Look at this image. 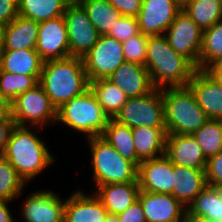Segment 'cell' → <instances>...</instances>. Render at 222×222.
I'll use <instances>...</instances> for the list:
<instances>
[{
    "label": "cell",
    "mask_w": 222,
    "mask_h": 222,
    "mask_svg": "<svg viewBox=\"0 0 222 222\" xmlns=\"http://www.w3.org/2000/svg\"><path fill=\"white\" fill-rule=\"evenodd\" d=\"M144 66L155 89L186 87L197 70L187 58L172 49L164 34L148 36Z\"/></svg>",
    "instance_id": "6da1fadb"
},
{
    "label": "cell",
    "mask_w": 222,
    "mask_h": 222,
    "mask_svg": "<svg viewBox=\"0 0 222 222\" xmlns=\"http://www.w3.org/2000/svg\"><path fill=\"white\" fill-rule=\"evenodd\" d=\"M89 80L80 57L48 60L43 63L39 85L58 109L89 89Z\"/></svg>",
    "instance_id": "7a4b0ae2"
},
{
    "label": "cell",
    "mask_w": 222,
    "mask_h": 222,
    "mask_svg": "<svg viewBox=\"0 0 222 222\" xmlns=\"http://www.w3.org/2000/svg\"><path fill=\"white\" fill-rule=\"evenodd\" d=\"M27 126L15 125L2 157L10 162L25 183L55 160L46 144Z\"/></svg>",
    "instance_id": "3957f363"
},
{
    "label": "cell",
    "mask_w": 222,
    "mask_h": 222,
    "mask_svg": "<svg viewBox=\"0 0 222 222\" xmlns=\"http://www.w3.org/2000/svg\"><path fill=\"white\" fill-rule=\"evenodd\" d=\"M161 93L167 134L192 135L208 120L187 86L163 88Z\"/></svg>",
    "instance_id": "277c9868"
},
{
    "label": "cell",
    "mask_w": 222,
    "mask_h": 222,
    "mask_svg": "<svg viewBox=\"0 0 222 222\" xmlns=\"http://www.w3.org/2000/svg\"><path fill=\"white\" fill-rule=\"evenodd\" d=\"M91 165L94 170L95 188L104 184L138 182V166L122 157L101 136L89 137Z\"/></svg>",
    "instance_id": "5b68a950"
},
{
    "label": "cell",
    "mask_w": 222,
    "mask_h": 222,
    "mask_svg": "<svg viewBox=\"0 0 222 222\" xmlns=\"http://www.w3.org/2000/svg\"><path fill=\"white\" fill-rule=\"evenodd\" d=\"M108 120L90 89L57 109V122L86 134L87 138L101 136Z\"/></svg>",
    "instance_id": "8992f818"
},
{
    "label": "cell",
    "mask_w": 222,
    "mask_h": 222,
    "mask_svg": "<svg viewBox=\"0 0 222 222\" xmlns=\"http://www.w3.org/2000/svg\"><path fill=\"white\" fill-rule=\"evenodd\" d=\"M12 118L16 125L28 126L30 123L33 129L35 127L39 131L49 123L56 122L57 109L44 89L37 84L12 101Z\"/></svg>",
    "instance_id": "52a82bcc"
},
{
    "label": "cell",
    "mask_w": 222,
    "mask_h": 222,
    "mask_svg": "<svg viewBox=\"0 0 222 222\" xmlns=\"http://www.w3.org/2000/svg\"><path fill=\"white\" fill-rule=\"evenodd\" d=\"M131 129L136 127L165 128L164 103L161 89L149 94L128 98L113 118Z\"/></svg>",
    "instance_id": "ba28073f"
},
{
    "label": "cell",
    "mask_w": 222,
    "mask_h": 222,
    "mask_svg": "<svg viewBox=\"0 0 222 222\" xmlns=\"http://www.w3.org/2000/svg\"><path fill=\"white\" fill-rule=\"evenodd\" d=\"M64 17L68 32L69 57L83 58L96 44L100 34L77 0H71L67 4Z\"/></svg>",
    "instance_id": "9c48e42d"
},
{
    "label": "cell",
    "mask_w": 222,
    "mask_h": 222,
    "mask_svg": "<svg viewBox=\"0 0 222 222\" xmlns=\"http://www.w3.org/2000/svg\"><path fill=\"white\" fill-rule=\"evenodd\" d=\"M89 82L108 78L125 62L122 42L100 35L96 44L82 58Z\"/></svg>",
    "instance_id": "30bf717a"
},
{
    "label": "cell",
    "mask_w": 222,
    "mask_h": 222,
    "mask_svg": "<svg viewBox=\"0 0 222 222\" xmlns=\"http://www.w3.org/2000/svg\"><path fill=\"white\" fill-rule=\"evenodd\" d=\"M164 35L175 52L199 69L203 30L183 10L176 15Z\"/></svg>",
    "instance_id": "8fae6325"
},
{
    "label": "cell",
    "mask_w": 222,
    "mask_h": 222,
    "mask_svg": "<svg viewBox=\"0 0 222 222\" xmlns=\"http://www.w3.org/2000/svg\"><path fill=\"white\" fill-rule=\"evenodd\" d=\"M181 10L176 0H142L136 16L140 32L147 36L165 34Z\"/></svg>",
    "instance_id": "7c38bea8"
},
{
    "label": "cell",
    "mask_w": 222,
    "mask_h": 222,
    "mask_svg": "<svg viewBox=\"0 0 222 222\" xmlns=\"http://www.w3.org/2000/svg\"><path fill=\"white\" fill-rule=\"evenodd\" d=\"M35 50L44 62L69 57L68 32L64 15L39 23Z\"/></svg>",
    "instance_id": "4fadbf2b"
},
{
    "label": "cell",
    "mask_w": 222,
    "mask_h": 222,
    "mask_svg": "<svg viewBox=\"0 0 222 222\" xmlns=\"http://www.w3.org/2000/svg\"><path fill=\"white\" fill-rule=\"evenodd\" d=\"M137 181L141 191L172 195L173 164L165 154L143 160L138 165Z\"/></svg>",
    "instance_id": "5bb4252c"
},
{
    "label": "cell",
    "mask_w": 222,
    "mask_h": 222,
    "mask_svg": "<svg viewBox=\"0 0 222 222\" xmlns=\"http://www.w3.org/2000/svg\"><path fill=\"white\" fill-rule=\"evenodd\" d=\"M22 206L25 222H63L65 200L51 190L31 192Z\"/></svg>",
    "instance_id": "9a60e30c"
},
{
    "label": "cell",
    "mask_w": 222,
    "mask_h": 222,
    "mask_svg": "<svg viewBox=\"0 0 222 222\" xmlns=\"http://www.w3.org/2000/svg\"><path fill=\"white\" fill-rule=\"evenodd\" d=\"M147 222H185L186 208L173 195L139 191Z\"/></svg>",
    "instance_id": "2e32d148"
},
{
    "label": "cell",
    "mask_w": 222,
    "mask_h": 222,
    "mask_svg": "<svg viewBox=\"0 0 222 222\" xmlns=\"http://www.w3.org/2000/svg\"><path fill=\"white\" fill-rule=\"evenodd\" d=\"M187 87L208 119L222 120V86L219 81L197 69Z\"/></svg>",
    "instance_id": "e0dca14e"
},
{
    "label": "cell",
    "mask_w": 222,
    "mask_h": 222,
    "mask_svg": "<svg viewBox=\"0 0 222 222\" xmlns=\"http://www.w3.org/2000/svg\"><path fill=\"white\" fill-rule=\"evenodd\" d=\"M165 155L172 164L205 170L207 158L192 135L167 134Z\"/></svg>",
    "instance_id": "ac0fdd59"
},
{
    "label": "cell",
    "mask_w": 222,
    "mask_h": 222,
    "mask_svg": "<svg viewBox=\"0 0 222 222\" xmlns=\"http://www.w3.org/2000/svg\"><path fill=\"white\" fill-rule=\"evenodd\" d=\"M107 79L128 98L140 97L155 89L146 67L137 63L123 62Z\"/></svg>",
    "instance_id": "d6986e66"
},
{
    "label": "cell",
    "mask_w": 222,
    "mask_h": 222,
    "mask_svg": "<svg viewBox=\"0 0 222 222\" xmlns=\"http://www.w3.org/2000/svg\"><path fill=\"white\" fill-rule=\"evenodd\" d=\"M108 215L95 194L86 195L78 190L65 200L63 222H105Z\"/></svg>",
    "instance_id": "ffe728a7"
},
{
    "label": "cell",
    "mask_w": 222,
    "mask_h": 222,
    "mask_svg": "<svg viewBox=\"0 0 222 222\" xmlns=\"http://www.w3.org/2000/svg\"><path fill=\"white\" fill-rule=\"evenodd\" d=\"M207 186L205 170L173 164V190L172 195L185 208Z\"/></svg>",
    "instance_id": "44dd1931"
},
{
    "label": "cell",
    "mask_w": 222,
    "mask_h": 222,
    "mask_svg": "<svg viewBox=\"0 0 222 222\" xmlns=\"http://www.w3.org/2000/svg\"><path fill=\"white\" fill-rule=\"evenodd\" d=\"M139 191L138 182H128L100 185L93 194L100 199L108 214L117 216L137 200Z\"/></svg>",
    "instance_id": "7402d4cb"
},
{
    "label": "cell",
    "mask_w": 222,
    "mask_h": 222,
    "mask_svg": "<svg viewBox=\"0 0 222 222\" xmlns=\"http://www.w3.org/2000/svg\"><path fill=\"white\" fill-rule=\"evenodd\" d=\"M39 23L18 15L3 27L4 51L35 49Z\"/></svg>",
    "instance_id": "603a6c76"
},
{
    "label": "cell",
    "mask_w": 222,
    "mask_h": 222,
    "mask_svg": "<svg viewBox=\"0 0 222 222\" xmlns=\"http://www.w3.org/2000/svg\"><path fill=\"white\" fill-rule=\"evenodd\" d=\"M137 157L143 161L165 154L166 128L136 127L131 129Z\"/></svg>",
    "instance_id": "cb8c5ba5"
},
{
    "label": "cell",
    "mask_w": 222,
    "mask_h": 222,
    "mask_svg": "<svg viewBox=\"0 0 222 222\" xmlns=\"http://www.w3.org/2000/svg\"><path fill=\"white\" fill-rule=\"evenodd\" d=\"M44 61L35 49L3 51L0 69L5 72L40 76Z\"/></svg>",
    "instance_id": "d4e9b609"
},
{
    "label": "cell",
    "mask_w": 222,
    "mask_h": 222,
    "mask_svg": "<svg viewBox=\"0 0 222 222\" xmlns=\"http://www.w3.org/2000/svg\"><path fill=\"white\" fill-rule=\"evenodd\" d=\"M122 157L134 162L137 166L141 160L137 157L131 128L109 118L101 135Z\"/></svg>",
    "instance_id": "484cf974"
},
{
    "label": "cell",
    "mask_w": 222,
    "mask_h": 222,
    "mask_svg": "<svg viewBox=\"0 0 222 222\" xmlns=\"http://www.w3.org/2000/svg\"><path fill=\"white\" fill-rule=\"evenodd\" d=\"M89 89L109 118H114L128 100L125 93L107 78L90 81Z\"/></svg>",
    "instance_id": "4316f807"
},
{
    "label": "cell",
    "mask_w": 222,
    "mask_h": 222,
    "mask_svg": "<svg viewBox=\"0 0 222 222\" xmlns=\"http://www.w3.org/2000/svg\"><path fill=\"white\" fill-rule=\"evenodd\" d=\"M100 35H107L122 14L108 0H77Z\"/></svg>",
    "instance_id": "83f0119b"
},
{
    "label": "cell",
    "mask_w": 222,
    "mask_h": 222,
    "mask_svg": "<svg viewBox=\"0 0 222 222\" xmlns=\"http://www.w3.org/2000/svg\"><path fill=\"white\" fill-rule=\"evenodd\" d=\"M71 0H18V15L43 22L63 16Z\"/></svg>",
    "instance_id": "f1b7e54d"
},
{
    "label": "cell",
    "mask_w": 222,
    "mask_h": 222,
    "mask_svg": "<svg viewBox=\"0 0 222 222\" xmlns=\"http://www.w3.org/2000/svg\"><path fill=\"white\" fill-rule=\"evenodd\" d=\"M182 10L202 29L212 27L222 19L221 0H190Z\"/></svg>",
    "instance_id": "f546056e"
},
{
    "label": "cell",
    "mask_w": 222,
    "mask_h": 222,
    "mask_svg": "<svg viewBox=\"0 0 222 222\" xmlns=\"http://www.w3.org/2000/svg\"><path fill=\"white\" fill-rule=\"evenodd\" d=\"M220 189L207 185L186 208V217H205L219 222Z\"/></svg>",
    "instance_id": "4dcf8cb0"
},
{
    "label": "cell",
    "mask_w": 222,
    "mask_h": 222,
    "mask_svg": "<svg viewBox=\"0 0 222 222\" xmlns=\"http://www.w3.org/2000/svg\"><path fill=\"white\" fill-rule=\"evenodd\" d=\"M192 136L208 159L222 151V120L208 119Z\"/></svg>",
    "instance_id": "1f68e13d"
},
{
    "label": "cell",
    "mask_w": 222,
    "mask_h": 222,
    "mask_svg": "<svg viewBox=\"0 0 222 222\" xmlns=\"http://www.w3.org/2000/svg\"><path fill=\"white\" fill-rule=\"evenodd\" d=\"M222 57V19L203 30L199 69L204 70L212 61Z\"/></svg>",
    "instance_id": "d6a6232c"
},
{
    "label": "cell",
    "mask_w": 222,
    "mask_h": 222,
    "mask_svg": "<svg viewBox=\"0 0 222 222\" xmlns=\"http://www.w3.org/2000/svg\"><path fill=\"white\" fill-rule=\"evenodd\" d=\"M26 183L10 162L0 156V200L13 202L22 195Z\"/></svg>",
    "instance_id": "836d02e7"
},
{
    "label": "cell",
    "mask_w": 222,
    "mask_h": 222,
    "mask_svg": "<svg viewBox=\"0 0 222 222\" xmlns=\"http://www.w3.org/2000/svg\"><path fill=\"white\" fill-rule=\"evenodd\" d=\"M40 76L13 74L0 69V92L11 102L27 90L39 84Z\"/></svg>",
    "instance_id": "e575fe53"
},
{
    "label": "cell",
    "mask_w": 222,
    "mask_h": 222,
    "mask_svg": "<svg viewBox=\"0 0 222 222\" xmlns=\"http://www.w3.org/2000/svg\"><path fill=\"white\" fill-rule=\"evenodd\" d=\"M148 36L142 33L122 42L124 58L127 62L145 65Z\"/></svg>",
    "instance_id": "d590c367"
},
{
    "label": "cell",
    "mask_w": 222,
    "mask_h": 222,
    "mask_svg": "<svg viewBox=\"0 0 222 222\" xmlns=\"http://www.w3.org/2000/svg\"><path fill=\"white\" fill-rule=\"evenodd\" d=\"M139 25L136 17L122 15L118 23L107 34L109 37L123 42L132 36L140 34Z\"/></svg>",
    "instance_id": "8d00e7d4"
},
{
    "label": "cell",
    "mask_w": 222,
    "mask_h": 222,
    "mask_svg": "<svg viewBox=\"0 0 222 222\" xmlns=\"http://www.w3.org/2000/svg\"><path fill=\"white\" fill-rule=\"evenodd\" d=\"M205 176L207 185L222 187V151L207 159Z\"/></svg>",
    "instance_id": "74e56055"
},
{
    "label": "cell",
    "mask_w": 222,
    "mask_h": 222,
    "mask_svg": "<svg viewBox=\"0 0 222 222\" xmlns=\"http://www.w3.org/2000/svg\"><path fill=\"white\" fill-rule=\"evenodd\" d=\"M18 16V0H0V26L4 27Z\"/></svg>",
    "instance_id": "f35d334b"
},
{
    "label": "cell",
    "mask_w": 222,
    "mask_h": 222,
    "mask_svg": "<svg viewBox=\"0 0 222 222\" xmlns=\"http://www.w3.org/2000/svg\"><path fill=\"white\" fill-rule=\"evenodd\" d=\"M122 15L136 17L141 9L142 0H108Z\"/></svg>",
    "instance_id": "ab89813d"
},
{
    "label": "cell",
    "mask_w": 222,
    "mask_h": 222,
    "mask_svg": "<svg viewBox=\"0 0 222 222\" xmlns=\"http://www.w3.org/2000/svg\"><path fill=\"white\" fill-rule=\"evenodd\" d=\"M117 217L120 222H147L138 199Z\"/></svg>",
    "instance_id": "60d3db41"
},
{
    "label": "cell",
    "mask_w": 222,
    "mask_h": 222,
    "mask_svg": "<svg viewBox=\"0 0 222 222\" xmlns=\"http://www.w3.org/2000/svg\"><path fill=\"white\" fill-rule=\"evenodd\" d=\"M15 125L13 118H0V156L9 141L10 134Z\"/></svg>",
    "instance_id": "b9f144b4"
},
{
    "label": "cell",
    "mask_w": 222,
    "mask_h": 222,
    "mask_svg": "<svg viewBox=\"0 0 222 222\" xmlns=\"http://www.w3.org/2000/svg\"><path fill=\"white\" fill-rule=\"evenodd\" d=\"M204 71L208 73L213 79L222 81V57L212 61Z\"/></svg>",
    "instance_id": "7bdbcfd3"
},
{
    "label": "cell",
    "mask_w": 222,
    "mask_h": 222,
    "mask_svg": "<svg viewBox=\"0 0 222 222\" xmlns=\"http://www.w3.org/2000/svg\"><path fill=\"white\" fill-rule=\"evenodd\" d=\"M0 118H12V102L0 92Z\"/></svg>",
    "instance_id": "ee69618b"
},
{
    "label": "cell",
    "mask_w": 222,
    "mask_h": 222,
    "mask_svg": "<svg viewBox=\"0 0 222 222\" xmlns=\"http://www.w3.org/2000/svg\"><path fill=\"white\" fill-rule=\"evenodd\" d=\"M9 201L0 200V222H16L8 207Z\"/></svg>",
    "instance_id": "f6af8a7d"
},
{
    "label": "cell",
    "mask_w": 222,
    "mask_h": 222,
    "mask_svg": "<svg viewBox=\"0 0 222 222\" xmlns=\"http://www.w3.org/2000/svg\"><path fill=\"white\" fill-rule=\"evenodd\" d=\"M185 222H217L205 217H185Z\"/></svg>",
    "instance_id": "bcb514c9"
},
{
    "label": "cell",
    "mask_w": 222,
    "mask_h": 222,
    "mask_svg": "<svg viewBox=\"0 0 222 222\" xmlns=\"http://www.w3.org/2000/svg\"><path fill=\"white\" fill-rule=\"evenodd\" d=\"M4 51V43H3V27L0 26V63H1V57Z\"/></svg>",
    "instance_id": "7dc6e473"
},
{
    "label": "cell",
    "mask_w": 222,
    "mask_h": 222,
    "mask_svg": "<svg viewBox=\"0 0 222 222\" xmlns=\"http://www.w3.org/2000/svg\"><path fill=\"white\" fill-rule=\"evenodd\" d=\"M105 222H120L116 215H108L105 219Z\"/></svg>",
    "instance_id": "c3c4849f"
},
{
    "label": "cell",
    "mask_w": 222,
    "mask_h": 222,
    "mask_svg": "<svg viewBox=\"0 0 222 222\" xmlns=\"http://www.w3.org/2000/svg\"><path fill=\"white\" fill-rule=\"evenodd\" d=\"M219 222H222V194L220 190V210H219Z\"/></svg>",
    "instance_id": "681fc988"
},
{
    "label": "cell",
    "mask_w": 222,
    "mask_h": 222,
    "mask_svg": "<svg viewBox=\"0 0 222 222\" xmlns=\"http://www.w3.org/2000/svg\"><path fill=\"white\" fill-rule=\"evenodd\" d=\"M182 7L188 3L190 0H176Z\"/></svg>",
    "instance_id": "f907efd6"
}]
</instances>
